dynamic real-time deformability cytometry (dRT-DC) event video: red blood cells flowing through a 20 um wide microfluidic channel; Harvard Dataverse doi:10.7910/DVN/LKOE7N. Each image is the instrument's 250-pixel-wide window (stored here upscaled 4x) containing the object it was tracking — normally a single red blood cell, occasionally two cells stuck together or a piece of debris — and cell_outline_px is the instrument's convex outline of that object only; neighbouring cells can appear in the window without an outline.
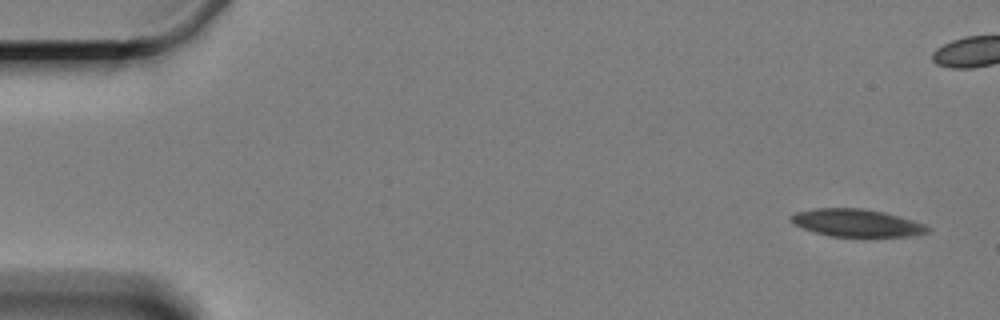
{"species": "Egyptian fruit bat (a non-hibernating species)", "species_latin": "Rousettus aegyptiacus", "temperature_condition": "cold", "stored_images_in_passage": 6, "camera_frame_rate_fps": 3000, "um_per_image_px": 0.085, "animal": {"sex": "female"}, "frame": {"image": 1, "passage_image": 1, "time_ms": 0.0, "image_size_px": [1000, 320], "cell_outline_px": [[932, 228], [928, 232], [908, 236], [832, 236], [816, 232], [792, 224], [788, 216], [796, 212], [816, 208], [860, 208], [884, 212], [912, 220], [924, 224]], "centroid_in_image_um": [72.79, 18.93], "position_along_channel_um": 12.2, "area_um2": 21.73}}